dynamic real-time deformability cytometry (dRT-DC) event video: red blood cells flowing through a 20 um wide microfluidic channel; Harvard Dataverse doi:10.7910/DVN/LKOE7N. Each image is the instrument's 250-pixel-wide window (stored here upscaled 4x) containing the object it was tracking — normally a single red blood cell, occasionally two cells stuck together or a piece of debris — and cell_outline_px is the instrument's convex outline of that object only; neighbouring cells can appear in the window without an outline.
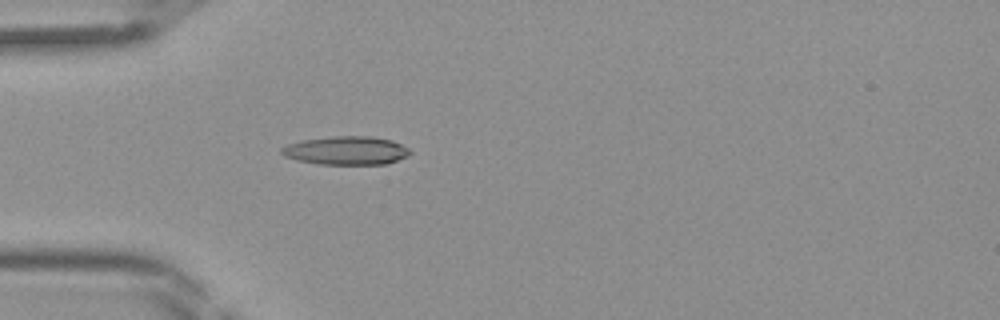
{"species": "Egyptian fruit bat (a non-hibernating species)", "species_latin": "Rousettus aegyptiacus", "temperature_condition": "room temperature", "stored_images_in_passage": 44, "camera_frame_rate_fps": 3000, "um_per_image_px": 0.085, "frame": {"image": 1, "passage_image": 13, "time_ms": 4.0, "image_size_px": [1000, 320], "cell_outline_px": [[412, 152], [408, 156], [384, 164], [320, 164], [296, 160], [284, 156], [280, 152], [280, 148], [288, 144], [300, 140], [336, 136], [368, 136], [392, 140], [408, 148]], "centroid_in_image_um": [29.4, 12.79], "position_along_channel_um": 55.6, "area_um2": 21.27}}
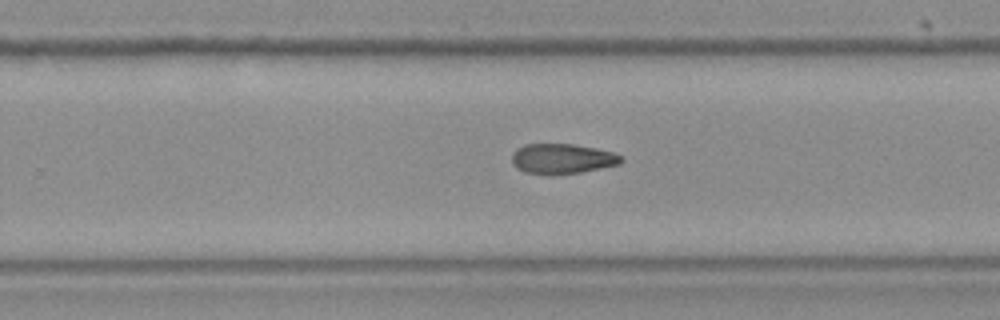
{"frame": {"image": 2, "passage_image": 28, "time_ms": 9.0, "image_size_px": [1000, 320], "cell_outline_px": [[624, 160], [620, 164], [580, 172], [556, 176], [548, 176], [524, 172], [516, 168], [512, 164], [512, 152], [516, 148], [524, 144], [572, 144], [596, 148], [616, 152]], "centroid_in_image_um": [47.75, 13.51], "position_along_channel_um": 282.0, "area_um2": 19.65}}
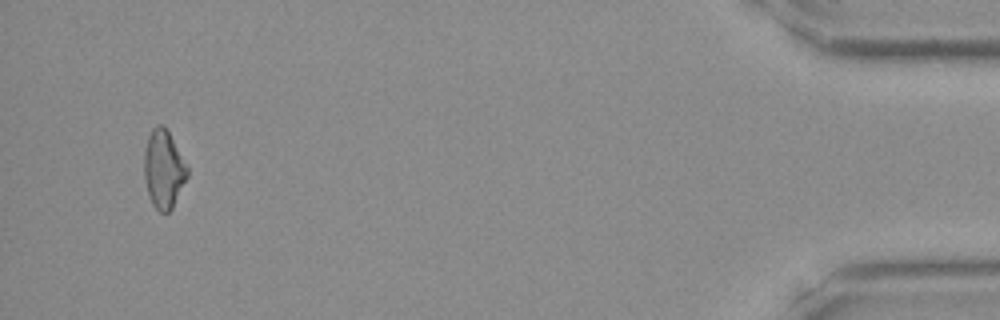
{"frame": {"image": 3, "passage_image": 42, "time_ms": 13.667, "image_size_px": [1000, 320], "cell_outline_px": [[188, 176], [172, 208], [168, 212], [160, 212], [152, 204], [144, 180], [144, 152], [148, 136], [152, 128], [156, 124], [164, 124], [188, 168]], "centroid_in_image_um": [13.89, 14.36], "position_along_channel_um": 421.3, "area_um2": 19.54}}